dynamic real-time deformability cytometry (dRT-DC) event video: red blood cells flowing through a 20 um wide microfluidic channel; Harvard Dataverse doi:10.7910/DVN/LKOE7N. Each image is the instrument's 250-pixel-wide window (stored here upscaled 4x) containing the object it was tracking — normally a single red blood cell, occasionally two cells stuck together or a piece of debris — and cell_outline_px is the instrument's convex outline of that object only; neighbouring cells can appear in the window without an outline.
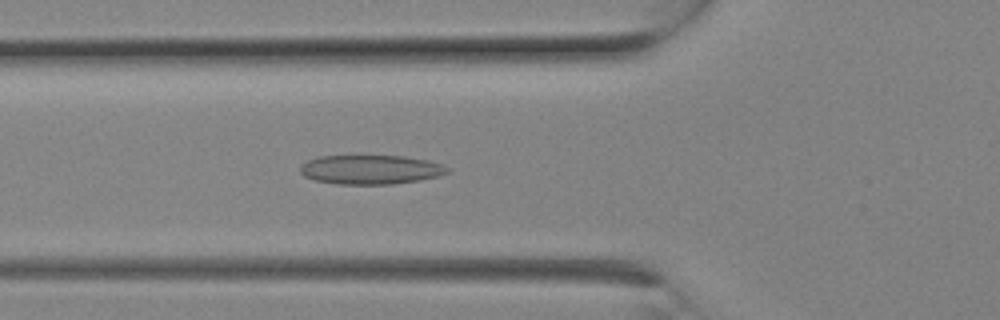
{"species": "Egyptian fruit bat (a non-hibernating species)", "species_latin": "Rousettus aegyptiacus", "temperature_condition": "room temperature", "stored_images_in_passage": 4, "camera_frame_rate_fps": 3000, "um_per_image_px": 0.085, "animal": {"sex": "female"}, "frame": {"image": 1, "passage_image": 4, "time_ms": 1.0, "image_size_px": [1000, 320], "cell_outline_px": [[452, 168], [448, 172], [440, 176], [420, 180], [392, 184], [336, 184], [316, 180], [304, 176], [300, 172], [300, 168], [308, 160], [316, 156], [404, 156], [428, 160]], "centroid_in_image_um": [31.54, 14.41], "position_along_channel_um": 94.3, "area_um2": 25.09}}